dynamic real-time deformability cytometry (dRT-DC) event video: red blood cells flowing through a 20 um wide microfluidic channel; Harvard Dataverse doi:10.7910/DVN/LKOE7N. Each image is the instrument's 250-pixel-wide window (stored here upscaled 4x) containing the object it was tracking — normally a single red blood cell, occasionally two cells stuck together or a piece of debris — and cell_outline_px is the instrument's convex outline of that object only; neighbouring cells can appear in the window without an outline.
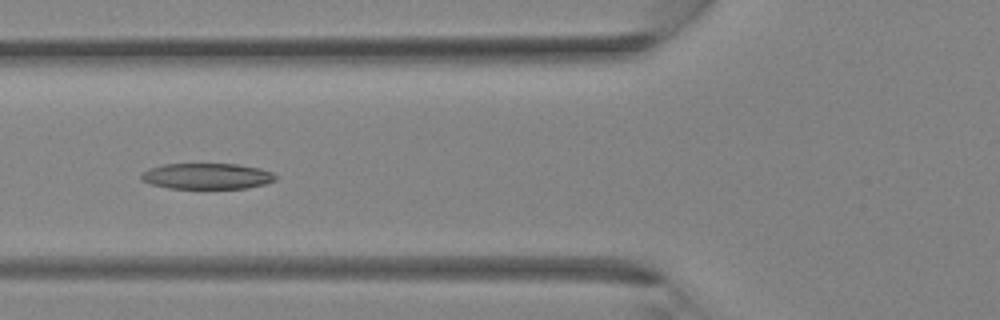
{"species": "Egyptian fruit bat (a non-hibernating species)", "species_latin": "Rousettus aegyptiacus", "temperature_condition": "room temperature", "stored_images_in_passage": 35, "camera_frame_rate_fps": 3000, "um_per_image_px": 0.085, "animal": {"sex": "female"}, "frame": {"image": 1, "passage_image": 13, "time_ms": 4.0, "image_size_px": [1000, 320], "cell_outline_px": [[276, 180], [264, 184], [248, 188], [168, 188], [152, 184], [140, 180], [140, 172], [148, 168], [164, 164], [236, 164], [260, 168], [272, 172], [276, 176]], "centroid_in_image_um": [17.56, 14.97], "position_along_channel_um": 108.2, "area_um2": 20.35}}
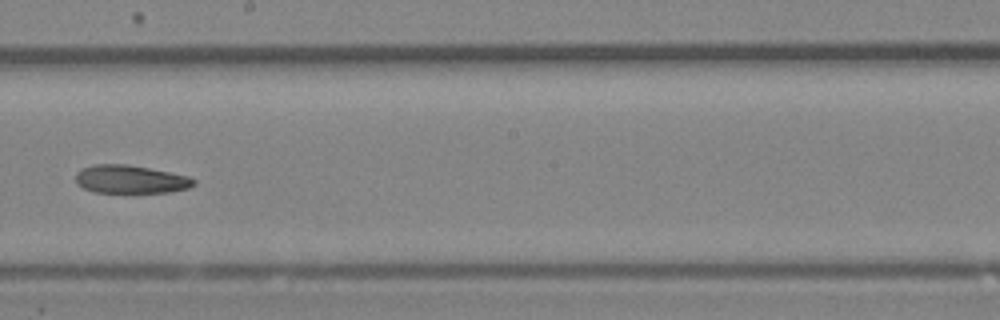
{"frame": {"image": 2, "passage_image": 20, "time_ms": 6.333, "image_size_px": [1000, 320], "cell_outline_px": [[196, 184], [188, 188], [168, 192], [128, 196], [96, 192], [84, 188], [76, 184], [76, 172], [92, 164], [128, 164], [188, 176], [196, 180]], "centroid_in_image_um": [11.08, 15.3], "position_along_channel_um": 237.1, "area_um2": 20.29}}
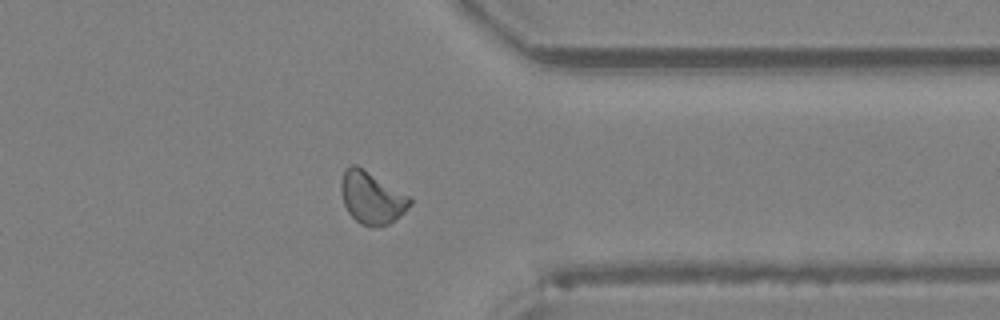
{"frame": {"image": 3, "passage_image": 28, "time_ms": 9.0, "image_size_px": [1000, 320], "cell_outline_px": [[412, 204], [400, 216], [388, 224], [372, 228], [360, 224], [348, 212], [344, 204], [340, 188], [340, 184], [344, 168], [352, 164], [356, 164], [412, 196]], "centroid_in_image_um": [31.61, 16.79], "position_along_channel_um": 379.8, "area_um2": 21.33}}